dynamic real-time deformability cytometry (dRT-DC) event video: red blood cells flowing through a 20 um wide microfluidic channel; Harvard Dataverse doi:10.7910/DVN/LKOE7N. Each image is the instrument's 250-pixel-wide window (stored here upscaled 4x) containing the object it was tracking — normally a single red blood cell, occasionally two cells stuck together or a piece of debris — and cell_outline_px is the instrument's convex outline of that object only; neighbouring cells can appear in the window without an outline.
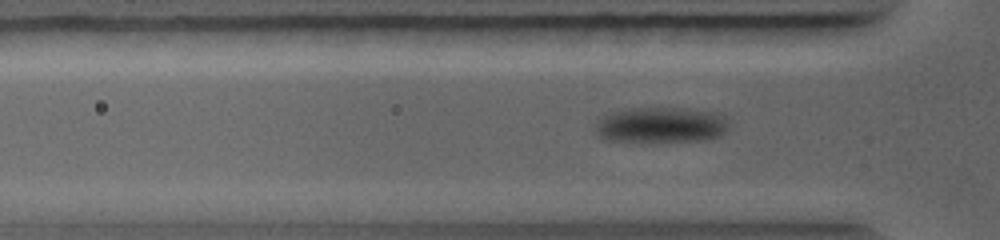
{"species": "common noctule bat (a hibernating species)", "species_latin": "Nyctalus noctula", "temperature_condition": "warm", "stored_images_in_passage": 54, "camera_frame_rate_fps": 5000, "um_per_image_px": 0.085, "animal": {"sex": "female", "body_mass_g": 19.0, "forearm_length_mm": 56.7}, "frame": {"image": 1, "passage_image": 10, "time_ms": 2.6, "image_size_px": [1000, 240], "cell_outline_px": [[724, 128], [716, 136], [700, 140], [648, 144], [604, 140], [596, 132], [596, 124], [604, 116], [612, 112], [632, 108], [676, 108], [712, 112], [724, 116]], "centroid_in_image_um": [56.05, 10.67], "position_along_channel_um": 69.8, "area_um2": 27.69}}
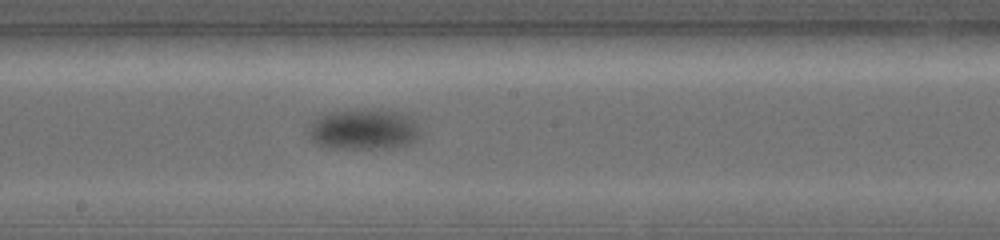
{"frame": {"image": 2, "passage_image": 23, "time_ms": 5.8, "image_size_px": [1000, 240], "cell_outline_px": [[420, 140], [408, 144], [372, 148], [332, 148], [316, 144], [312, 140], [312, 128], [316, 120], [328, 112], [348, 108], [380, 108], [400, 112], [412, 120], [416, 124], [420, 136]], "centroid_in_image_um": [30.96, 10.95], "position_along_channel_um": 217.2, "area_um2": 26.3}}
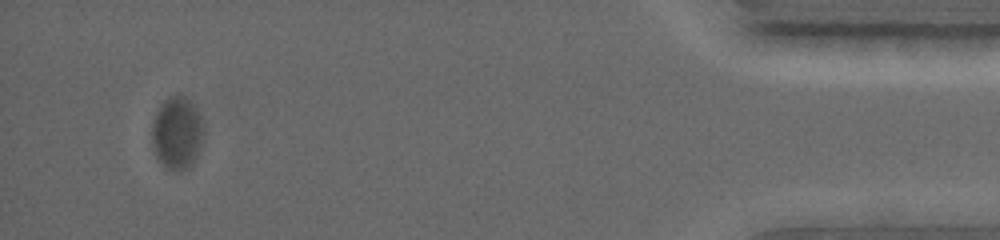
{"frame": {"image": 3, "passage_image": 48, "time_ms": 12.2, "image_size_px": [1000, 240], "cell_outline_px": [[204, 132], [196, 156], [188, 168], [180, 172], [168, 168], [156, 156], [152, 144], [152, 124], [156, 112], [160, 104], [164, 100], [172, 96], [180, 96], [196, 112], [200, 120]], "centroid_in_image_um": [15.0, 11.36], "position_along_channel_um": 420.2, "area_um2": 20.92}}